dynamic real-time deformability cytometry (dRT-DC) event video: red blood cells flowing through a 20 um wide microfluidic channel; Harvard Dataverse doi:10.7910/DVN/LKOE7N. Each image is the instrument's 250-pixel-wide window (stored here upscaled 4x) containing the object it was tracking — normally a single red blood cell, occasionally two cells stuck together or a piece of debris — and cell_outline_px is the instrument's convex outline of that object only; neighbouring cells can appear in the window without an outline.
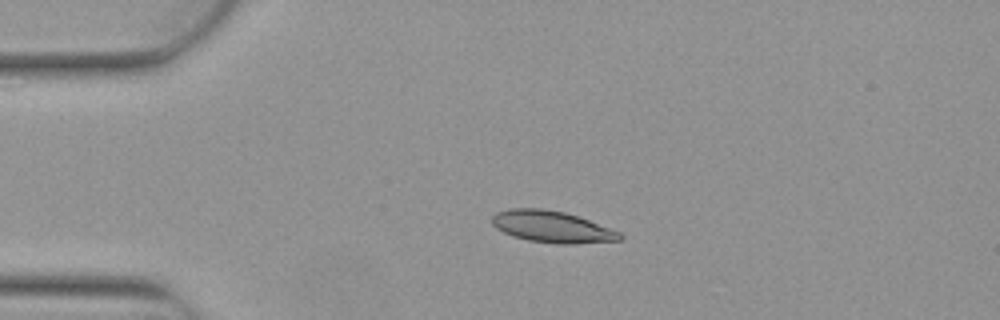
{"species": "Egyptian fruit bat (a non-hibernating species)", "species_latin": "Rousettus aegyptiacus", "temperature_condition": "warm", "stored_images_in_passage": 3, "camera_frame_rate_fps": 3000, "um_per_image_px": 0.085, "animal": {"sex": "female"}, "frame": {"image": 1, "passage_image": 2, "time_ms": 0.333, "image_size_px": [1000, 320], "cell_outline_px": [[624, 240], [572, 244], [556, 244], [528, 240], [512, 236], [496, 228], [492, 224], [492, 216], [496, 212], [508, 208], [544, 208], [564, 212], [580, 216], [620, 232], [624, 236]], "centroid_in_image_um": [46.94, 19.27], "position_along_channel_um": 38.1, "area_um2": 23.87}}